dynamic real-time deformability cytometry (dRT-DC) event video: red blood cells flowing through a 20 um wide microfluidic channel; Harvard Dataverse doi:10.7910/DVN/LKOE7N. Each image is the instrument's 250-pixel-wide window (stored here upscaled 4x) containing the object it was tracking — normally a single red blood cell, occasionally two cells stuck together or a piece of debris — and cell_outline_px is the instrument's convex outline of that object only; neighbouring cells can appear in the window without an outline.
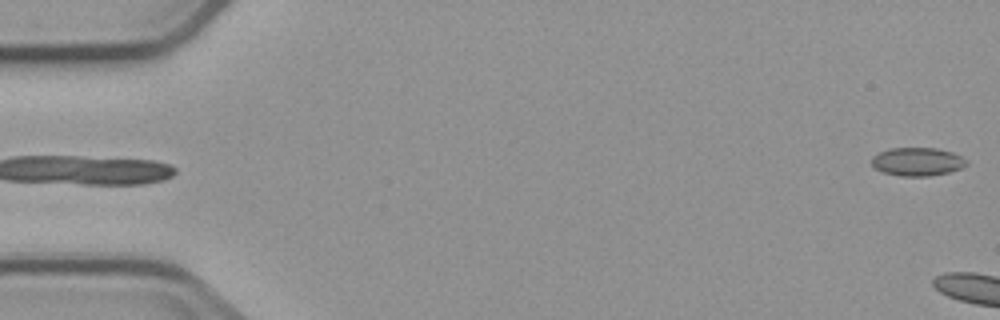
{"species": "common noctule bat (a hibernating species)", "species_latin": "Nyctalus noctula", "temperature_condition": "cold", "stored_images_in_passage": 4, "camera_frame_rate_fps": 3000, "um_per_image_px": 0.085, "animal": {"sex": "male", "body_mass_g": 23.1, "forearm_length_mm": 52.7}, "frame": {"image": 1, "passage_image": 1, "time_ms": 0.0, "image_size_px": [1000, 320], "cell_outline_px": [[968, 164], [960, 168], [948, 172], [928, 176], [900, 176], [884, 172], [876, 168], [872, 164], [872, 156], [888, 148], [936, 148], [952, 152], [968, 160]], "centroid_in_image_um": [77.98, 13.73], "position_along_channel_um": 7.0, "area_um2": 15.55}}